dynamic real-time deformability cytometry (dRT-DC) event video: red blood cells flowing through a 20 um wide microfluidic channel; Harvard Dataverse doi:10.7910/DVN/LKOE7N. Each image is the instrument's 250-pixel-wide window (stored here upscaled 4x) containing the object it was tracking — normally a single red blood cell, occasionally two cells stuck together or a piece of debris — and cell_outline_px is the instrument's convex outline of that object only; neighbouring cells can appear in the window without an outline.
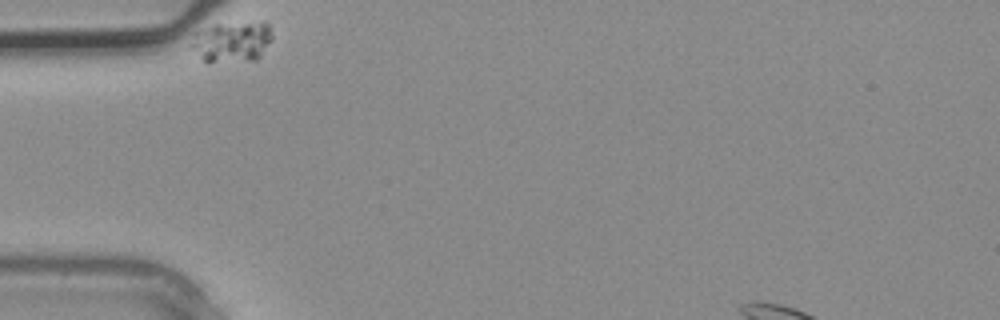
{"species": "common noctule bat (a hibernating species)", "species_latin": "Nyctalus noctula", "temperature_condition": "warm", "stored_images_in_passage": 3, "camera_frame_rate_fps": 3000, "um_per_image_px": 0.085, "animal": {"sex": "male", "body_mass_g": 20.4}, "frame": {"image": 1, "passage_image": 1, "time_ms": 0.0, "image_size_px": [1000, 320], "cell_outline_px": [[272, 40], [260, 56], [256, 60], [208, 64], [192, 48], [192, 44], [196, 32], [216, 24], [264, 20], [268, 24], [272, 32]], "centroid_in_image_um": [19.78, 3.55], "position_along_channel_um": 65.2, "area_um2": 19.59}}
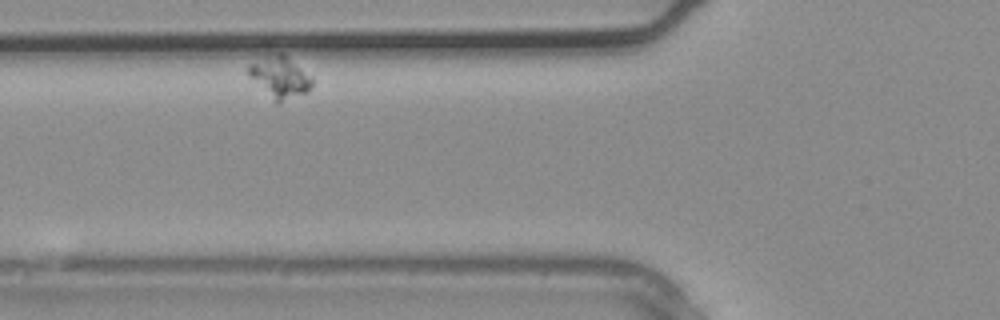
{"frame": {"image": 2, "passage_image": 2, "time_ms": 0.333, "image_size_px": [1000, 320], "cell_outline_px": [[312, 88], [308, 92], [276, 104], [248, 76], [248, 68], [252, 64], [276, 52], [284, 52], [312, 76]], "centroid_in_image_um": [23.83, 6.57], "position_along_channel_um": 102.0, "area_um2": 15.55}}